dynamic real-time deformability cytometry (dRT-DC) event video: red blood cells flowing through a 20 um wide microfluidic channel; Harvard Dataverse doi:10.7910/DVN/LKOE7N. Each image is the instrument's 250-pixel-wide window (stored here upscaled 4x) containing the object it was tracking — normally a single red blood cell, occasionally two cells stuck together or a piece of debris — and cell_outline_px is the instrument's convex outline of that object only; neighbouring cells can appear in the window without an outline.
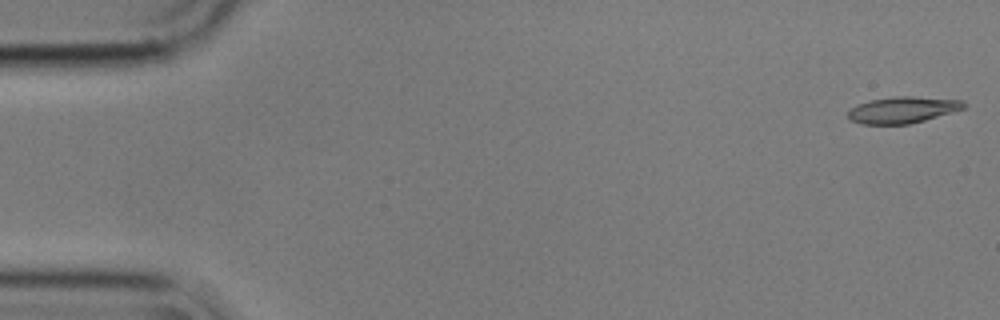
{"species": "common noctule bat (a hibernating species)", "species_latin": "Nyctalus noctula", "temperature_condition": "cold", "stored_images_in_passage": 55, "camera_frame_rate_fps": 3000, "um_per_image_px": 0.085, "animal": {"sex": "male", "body_mass_g": 17.9}, "frame": {"image": 1, "passage_image": 1, "time_ms": 0.0, "image_size_px": [1000, 320], "cell_outline_px": [[968, 104], [964, 108], [924, 120], [908, 124], [860, 124], [848, 120], [848, 112], [852, 108], [860, 104], [872, 100], [896, 96], [912, 96], [964, 100]], "centroid_in_image_um": [76.74, 9.34], "position_along_channel_um": 8.3, "area_um2": 17.69}}
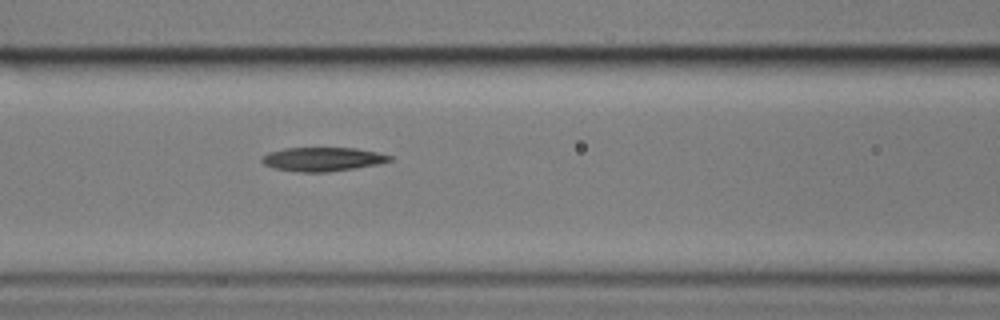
{"frame": {"image": 2, "passage_image": 23, "time_ms": 7.333, "image_size_px": [1000, 320], "cell_outline_px": [[392, 160], [376, 164], [356, 168], [328, 172], [300, 172], [272, 168], [264, 164], [260, 160], [260, 156], [268, 152], [284, 148], [356, 148], [376, 152], [392, 156]], "centroid_in_image_um": [27.36, 13.53], "position_along_channel_um": 139.2, "area_um2": 17.86}}
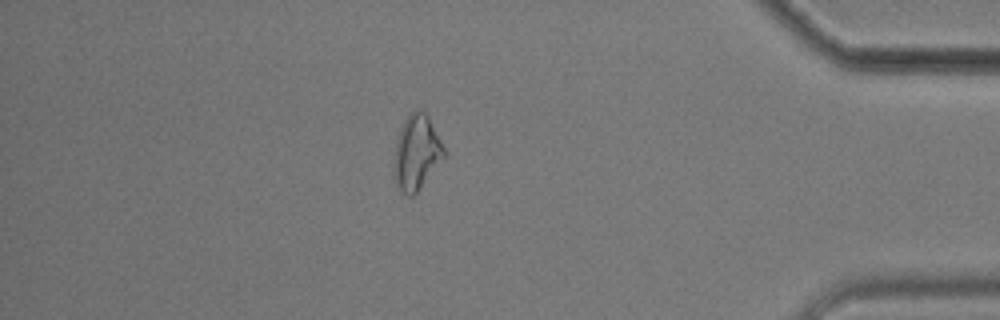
{"frame": {"image": 3, "passage_image": 48, "time_ms": 15.667, "image_size_px": [1000, 320], "cell_outline_px": [[444, 156], [416, 192], [412, 196], [408, 196], [400, 192], [392, 176], [396, 140], [400, 128], [404, 120], [416, 108], [420, 108], [428, 116], [444, 148]], "centroid_in_image_um": [35.35, 12.96], "position_along_channel_um": 399.9, "area_um2": 21.56}, "authors_computed_cell_mechanics": {"area_um2": 18.207, "velocity_mm_per_s": 3.5708, "shape_relaxation_time_tau1_ms": 7.038, "shape_relaxation_time_tau2_ms": null, "deformation_change_tau1": 0.2136, "deformation_change_tau2": null}}